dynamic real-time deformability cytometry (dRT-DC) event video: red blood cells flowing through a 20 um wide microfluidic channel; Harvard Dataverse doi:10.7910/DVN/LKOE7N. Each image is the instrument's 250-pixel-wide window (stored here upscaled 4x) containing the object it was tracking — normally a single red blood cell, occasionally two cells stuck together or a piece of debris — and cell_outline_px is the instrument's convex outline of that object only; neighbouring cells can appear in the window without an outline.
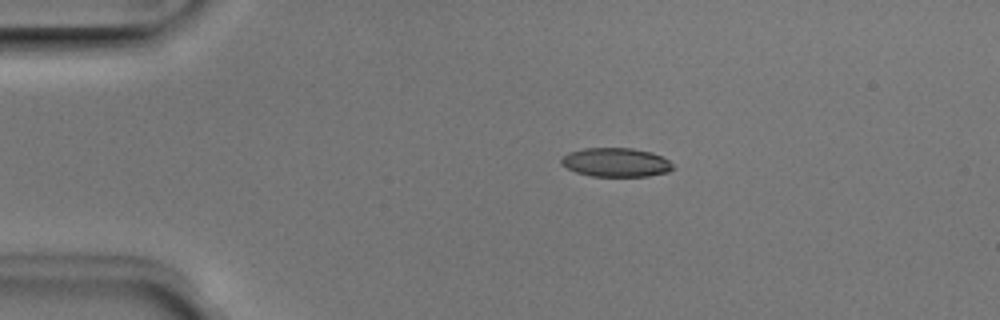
{"species": "Egyptian fruit bat (a non-hibernating species)", "species_latin": "Rousettus aegyptiacus", "temperature_condition": "room temperature", "stored_images_in_passage": 6, "camera_frame_rate_fps": 3000, "um_per_image_px": 0.085, "animal": {"sex": "male"}, "frame": {"image": 1, "passage_image": 4, "time_ms": 1.0, "image_size_px": [1000, 320], "cell_outline_px": [[672, 168], [668, 172], [648, 176], [592, 176], [576, 172], [560, 164], [560, 160], [568, 152], [584, 148], [632, 148], [652, 152], [668, 160], [672, 164]], "centroid_in_image_um": [52.33, 13.79], "position_along_channel_um": 32.7, "area_um2": 18.73}}
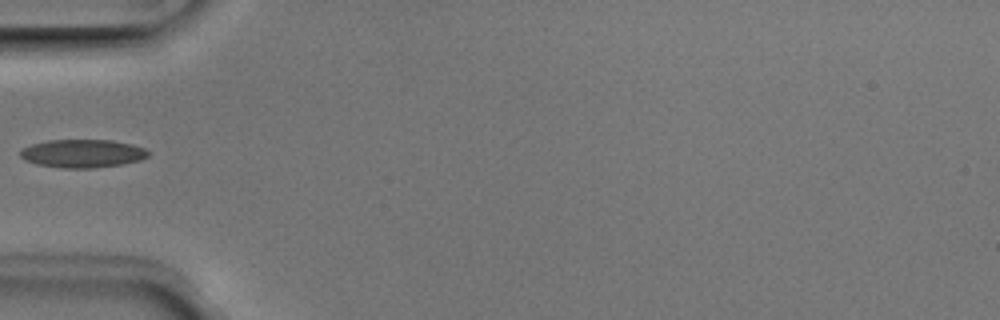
{"frame": {"image": 2, "passage_image": 6, "time_ms": 1.667, "image_size_px": [1000, 320], "cell_outline_px": [[148, 156], [140, 160], [120, 164], [92, 168], [60, 168], [36, 164], [24, 160], [20, 156], [20, 148], [32, 144], [48, 140], [112, 140], [132, 144], [144, 148], [148, 152]], "centroid_in_image_um": [6.97, 13.04], "position_along_channel_um": 78.0, "area_um2": 21.04}}